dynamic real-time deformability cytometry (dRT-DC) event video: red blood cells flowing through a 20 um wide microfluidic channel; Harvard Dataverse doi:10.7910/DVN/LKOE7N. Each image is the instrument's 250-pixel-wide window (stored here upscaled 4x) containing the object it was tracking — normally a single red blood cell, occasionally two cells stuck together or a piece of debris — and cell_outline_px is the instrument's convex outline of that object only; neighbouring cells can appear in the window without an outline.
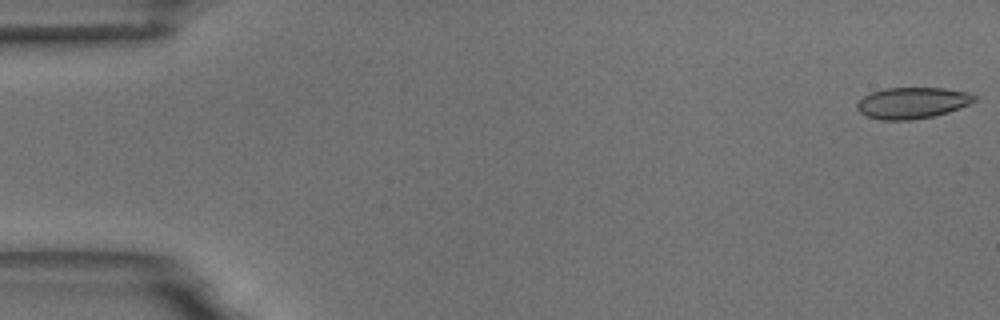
{"species": "common noctule bat (a hibernating species)", "species_latin": "Nyctalus noctula", "temperature_condition": "room temperature", "stored_images_in_passage": 54, "camera_frame_rate_fps": 3000, "um_per_image_px": 0.085, "animal": {"sex": "male", "body_mass_g": 18.8}, "frame": {"image": 1, "passage_image": 1, "time_ms": 0.0, "image_size_px": [1000, 320], "cell_outline_px": [[976, 100], [968, 104], [948, 112], [936, 116], [912, 120], [880, 120], [868, 116], [860, 112], [856, 108], [856, 104], [864, 96], [872, 92], [884, 88], [944, 88], [972, 92], [976, 96]], "centroid_in_image_um": [77.56, 8.74], "position_along_channel_um": 7.4, "area_um2": 21.5}}
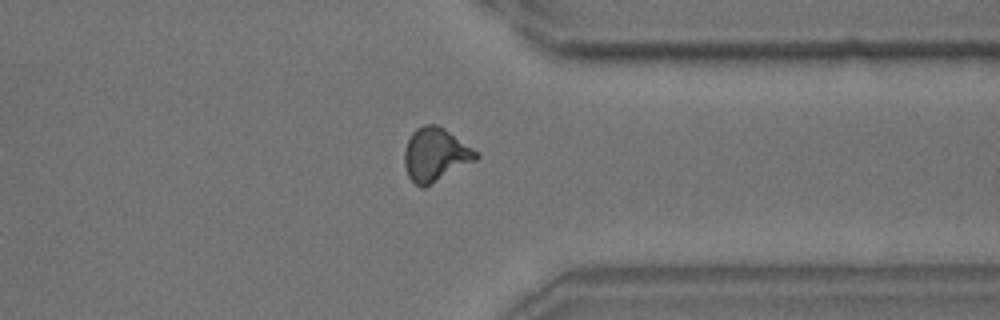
{"frame": {"image": 2, "passage_image": 45, "time_ms": 14.667, "image_size_px": [1000, 320], "cell_outline_px": [[480, 156], [476, 160], [424, 188], [420, 188], [408, 176], [404, 164], [404, 148], [412, 132], [416, 128], [424, 124], [436, 124], [444, 128], [480, 152]], "centroid_in_image_um": [37.02, 13.14], "position_along_channel_um": 374.4, "area_um2": 22.48}}
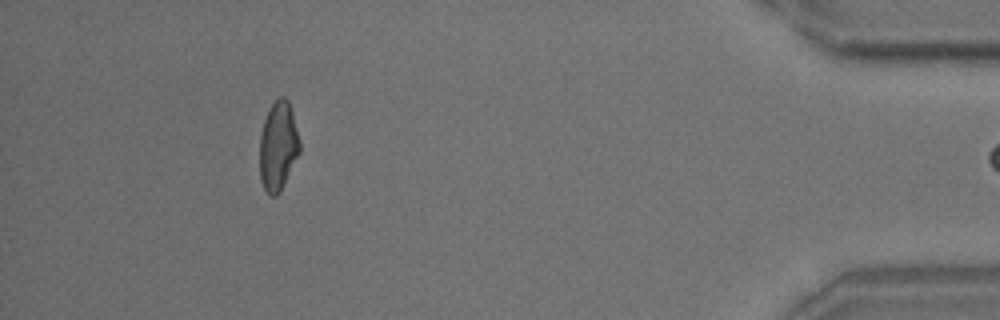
{"frame": {"image": 3, "passage_image": 53, "time_ms": 17.333, "image_size_px": [1000, 320], "cell_outline_px": [[300, 152], [280, 192], [276, 196], [272, 196], [264, 188], [260, 180], [260, 136], [264, 120], [268, 108], [280, 96], [284, 96], [288, 100], [292, 112], [300, 140]], "centroid_in_image_um": [23.64, 12.41], "position_along_channel_um": 411.6, "area_um2": 20.75}}